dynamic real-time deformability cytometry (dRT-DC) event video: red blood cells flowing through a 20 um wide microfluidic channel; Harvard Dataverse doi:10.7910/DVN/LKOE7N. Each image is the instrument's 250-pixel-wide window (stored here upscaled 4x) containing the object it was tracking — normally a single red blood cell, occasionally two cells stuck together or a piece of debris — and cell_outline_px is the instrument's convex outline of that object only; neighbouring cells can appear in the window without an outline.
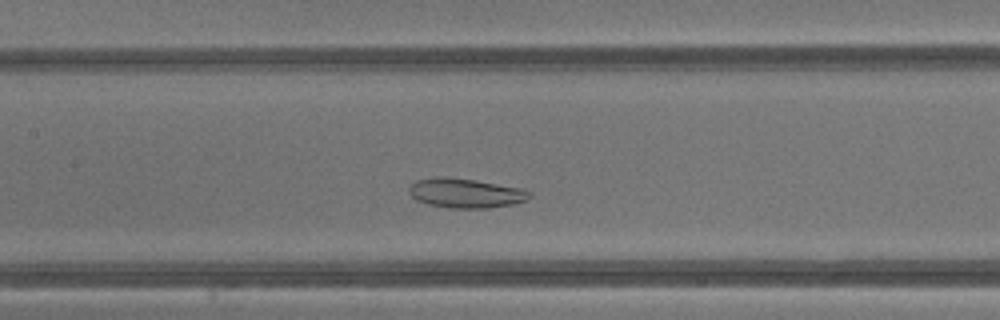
{"species": "common noctule bat (a hibernating species)", "species_latin": "Nyctalus noctula", "temperature_condition": "warm", "stored_images_in_passage": 31, "camera_frame_rate_fps": 3000, "um_per_image_px": 0.085, "animal": {"sex": "male", "body_mass_g": 13.3}, "frame": {"image": 1, "passage_image": 14, "time_ms": 4.333, "image_size_px": [1000, 320], "cell_outline_px": [[532, 196], [528, 200], [512, 204], [488, 208], [448, 208], [428, 204], [416, 200], [408, 192], [408, 188], [416, 180], [444, 176], [476, 180], [520, 188], [532, 192]], "centroid_in_image_um": [39.58, 16.42], "position_along_channel_um": 167.8, "area_um2": 20.75}}
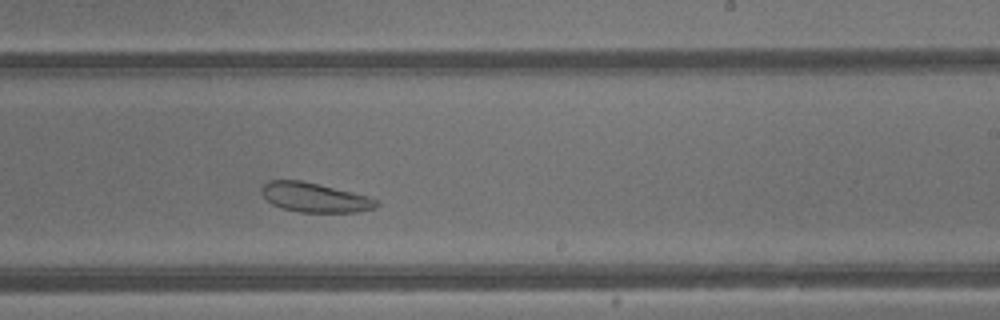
{"frame": {"image": 2, "passage_image": 20, "time_ms": 6.333, "image_size_px": [1000, 320], "cell_outline_px": [[380, 204], [376, 208], [356, 212], [296, 212], [280, 208], [272, 204], [260, 192], [260, 188], [268, 180], [300, 180], [368, 196], [380, 200]], "centroid_in_image_um": [26.75, 16.79], "position_along_channel_um": 262.3, "area_um2": 19.77}}
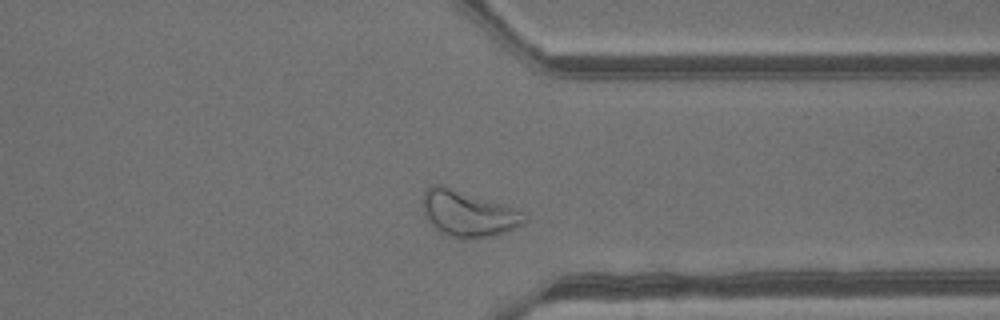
{"frame": {"image": 3, "passage_image": 27, "time_ms": 8.667, "image_size_px": [1000, 320], "cell_outline_px": [[528, 220], [524, 224], [508, 232], [496, 236], [472, 240], [460, 240], [448, 236], [440, 232], [428, 220], [424, 212], [424, 192], [432, 184], [436, 184], [512, 208], [520, 212]], "centroid_in_image_um": [39.8, 18.24], "position_along_channel_um": 371.6, "area_um2": 26.7}}